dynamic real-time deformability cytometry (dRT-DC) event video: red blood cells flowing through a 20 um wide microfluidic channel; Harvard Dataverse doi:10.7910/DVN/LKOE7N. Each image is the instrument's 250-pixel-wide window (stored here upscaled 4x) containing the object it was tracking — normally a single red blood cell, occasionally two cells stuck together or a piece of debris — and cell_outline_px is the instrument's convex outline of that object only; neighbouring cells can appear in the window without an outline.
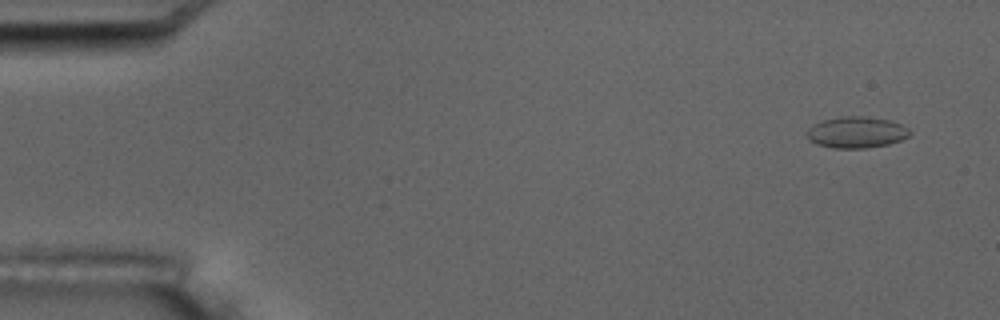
{"species": "common noctule bat (a hibernating species)", "species_latin": "Nyctalus noctula", "temperature_condition": "room temperature", "stored_images_in_passage": 6, "camera_frame_rate_fps": 3000, "um_per_image_px": 0.085, "animal": {"sex": "male", "body_mass_g": 17.5, "forearm_length_mm": 52.3}, "frame": {"image": 1, "passage_image": 1, "time_ms": 0.0, "image_size_px": [1000, 320], "cell_outline_px": [[912, 132], [908, 136], [900, 140], [888, 144], [864, 148], [832, 148], [816, 144], [808, 140], [808, 128], [812, 124], [824, 120], [840, 116], [864, 116], [888, 120], [900, 124], [908, 128]], "centroid_in_image_um": [72.77, 11.24], "position_along_channel_um": 12.2, "area_um2": 18.73}}